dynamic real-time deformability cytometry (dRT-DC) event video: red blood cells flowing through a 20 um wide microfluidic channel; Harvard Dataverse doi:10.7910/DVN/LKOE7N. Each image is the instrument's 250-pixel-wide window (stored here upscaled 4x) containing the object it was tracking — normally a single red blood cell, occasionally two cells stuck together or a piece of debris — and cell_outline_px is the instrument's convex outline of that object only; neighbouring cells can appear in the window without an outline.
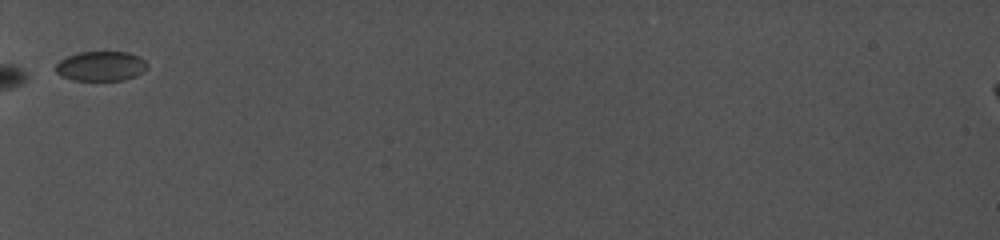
{"species": "common noctule bat (a hibernating species)", "species_latin": "Nyctalus noctula", "temperature_condition": "cold", "stored_images_in_passage": 23, "camera_frame_rate_fps": 5000, "um_per_image_px": 0.085, "animal": {"sex": "female", "body_mass_g": 19.0, "forearm_length_mm": 56.7}, "frame": {"image": 1, "passage_image": 1, "time_ms": 0.0, "image_size_px": [1000, 240], "cell_outline_px": [[148, 68], [144, 72], [136, 76], [124, 80], [72, 80], [56, 72], [56, 64], [60, 60], [68, 56], [80, 52], [128, 52], [144, 60], [148, 64]], "centroid_in_image_um": [8.61, 5.62], "position_along_channel_um": 76.4, "area_um2": 15.78}}
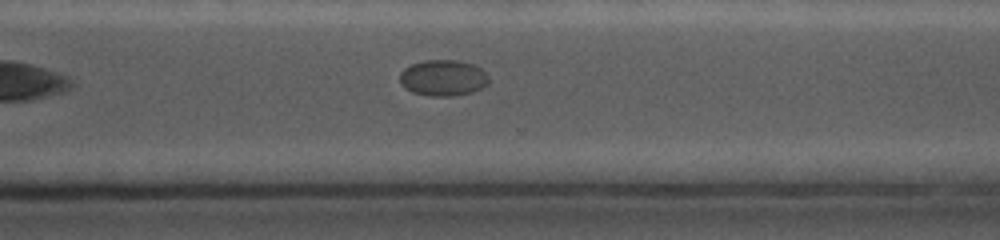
{"frame": {"image": 2, "passage_image": 16, "time_ms": 7.4, "image_size_px": [1000, 240], "cell_outline_px": [[488, 84], [472, 92], [452, 96], [428, 96], [412, 92], [404, 88], [400, 84], [400, 72], [404, 68], [412, 64], [424, 60], [456, 60], [472, 64], [480, 68], [488, 76]], "centroid_in_image_um": [37.63, 6.62], "position_along_channel_um": 333.0, "area_um2": 18.73}}
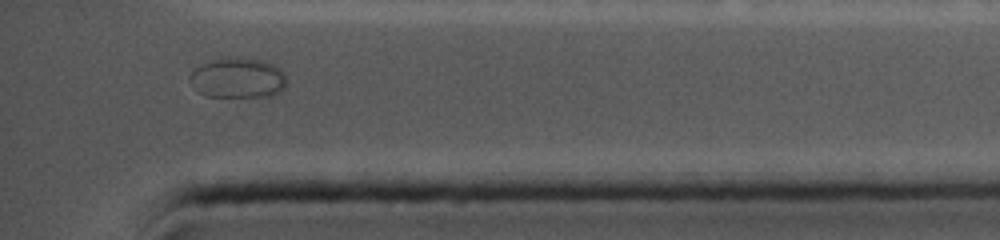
{"frame": {"image": 3, "passage_image": 22, "time_ms": 9.6, "image_size_px": [1000, 240], "cell_outline_px": [[288, 80], [284, 88], [280, 92], [272, 96], [204, 96], [188, 80], [188, 76], [196, 68], [204, 64], [224, 56], [244, 56], [260, 60], [272, 64], [280, 68], [284, 72]], "centroid_in_image_um": [20.25, 6.6], "position_along_channel_um": 414.9, "area_um2": 22.95}}